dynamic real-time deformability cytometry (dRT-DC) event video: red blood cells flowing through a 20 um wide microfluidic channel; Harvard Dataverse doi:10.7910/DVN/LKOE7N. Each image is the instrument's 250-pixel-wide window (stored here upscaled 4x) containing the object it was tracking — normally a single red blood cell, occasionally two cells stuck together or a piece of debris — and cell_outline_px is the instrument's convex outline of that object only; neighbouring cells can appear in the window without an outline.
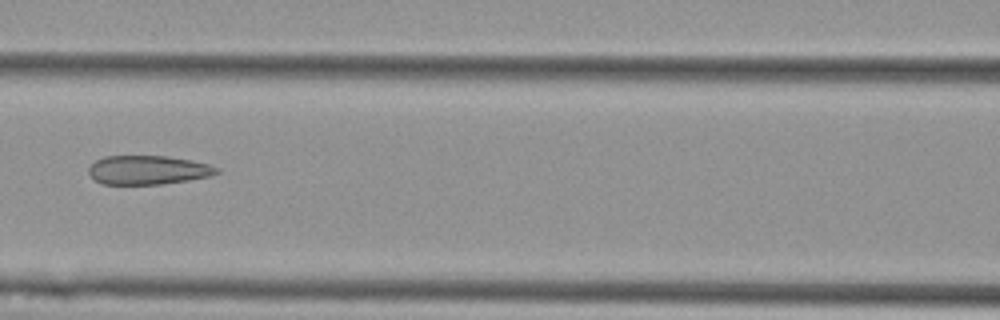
{"species": "Egyptian fruit bat (a non-hibernating species)", "species_latin": "Rousettus aegyptiacus", "temperature_condition": "cold", "stored_images_in_passage": 5, "camera_frame_rate_fps": 3000, "um_per_image_px": 0.085, "animal": {"sex": "female"}, "frame": {"image": 1, "passage_image": 5, "time_ms": 1.333, "image_size_px": [1000, 320], "cell_outline_px": [[220, 172], [212, 176], [188, 180], [160, 184], [104, 184], [96, 180], [88, 172], [88, 168], [96, 160], [104, 156], [168, 156], [192, 160], [208, 164], [220, 168]], "centroid_in_image_um": [12.62, 14.44], "position_along_channel_um": 154.0, "area_um2": 21.62}}